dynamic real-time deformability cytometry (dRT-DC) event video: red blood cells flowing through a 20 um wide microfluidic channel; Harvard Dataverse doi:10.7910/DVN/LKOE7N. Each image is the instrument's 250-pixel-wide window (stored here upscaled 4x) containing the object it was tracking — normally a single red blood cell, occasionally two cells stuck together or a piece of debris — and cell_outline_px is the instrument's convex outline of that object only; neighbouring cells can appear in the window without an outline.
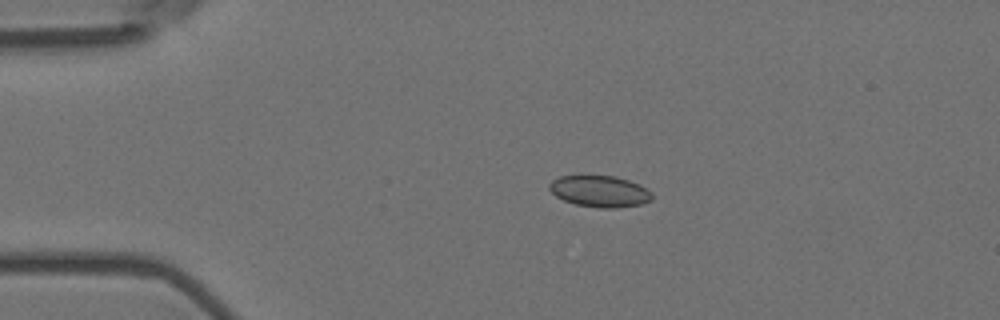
{"species": "Egyptian fruit bat (a non-hibernating species)", "species_latin": "Rousettus aegyptiacus", "temperature_condition": "room temperature", "stored_images_in_passage": 8, "camera_frame_rate_fps": 3000, "um_per_image_px": 0.085, "animal": {"sex": "female"}, "frame": {"image": 1, "passage_image": 3, "time_ms": 0.667, "image_size_px": [1000, 320], "cell_outline_px": [[652, 200], [640, 204], [616, 208], [600, 208], [576, 204], [564, 200], [556, 196], [548, 188], [548, 184], [552, 180], [560, 176], [616, 176], [640, 184], [652, 192]], "centroid_in_image_um": [50.99, 16.26], "position_along_channel_um": 34.0, "area_um2": 18.79}}
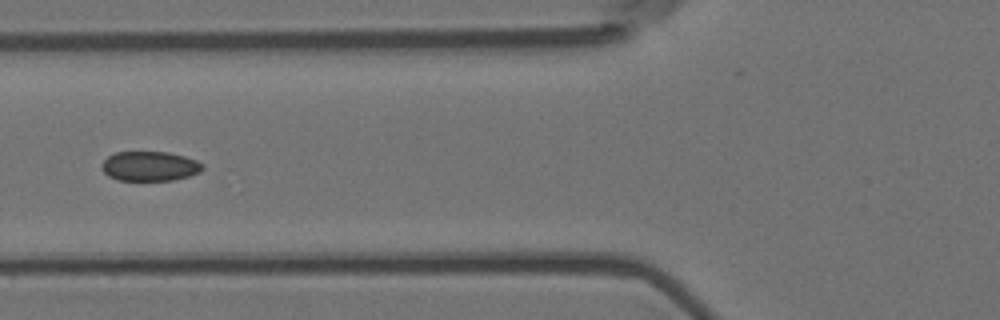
{"frame": {"image": 2, "passage_image": 5, "time_ms": 1.333, "image_size_px": [1000, 320], "cell_outline_px": [[204, 168], [200, 172], [188, 176], [172, 180], [116, 180], [108, 176], [100, 168], [100, 164], [108, 156], [116, 152], [168, 152], [184, 156], [196, 160], [204, 164]], "centroid_in_image_um": [12.71, 14.12], "position_along_channel_um": 113.1, "area_um2": 17.51}}
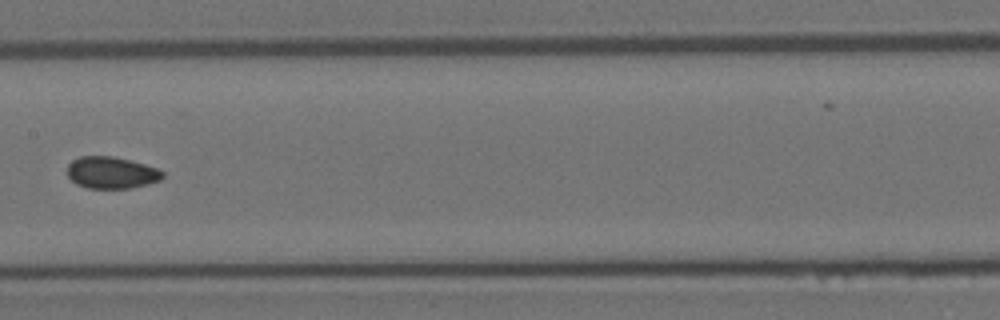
{"frame": {"image": 3, "passage_image": 7, "time_ms": 2.0, "image_size_px": [1000, 320], "cell_outline_px": [[164, 176], [160, 180], [148, 184], [128, 188], [88, 188], [76, 184], [68, 176], [68, 164], [72, 160], [80, 156], [112, 156], [144, 164], [156, 168], [164, 172]], "centroid_in_image_um": [9.46, 14.67], "position_along_channel_um": 197.9, "area_um2": 17.57}}